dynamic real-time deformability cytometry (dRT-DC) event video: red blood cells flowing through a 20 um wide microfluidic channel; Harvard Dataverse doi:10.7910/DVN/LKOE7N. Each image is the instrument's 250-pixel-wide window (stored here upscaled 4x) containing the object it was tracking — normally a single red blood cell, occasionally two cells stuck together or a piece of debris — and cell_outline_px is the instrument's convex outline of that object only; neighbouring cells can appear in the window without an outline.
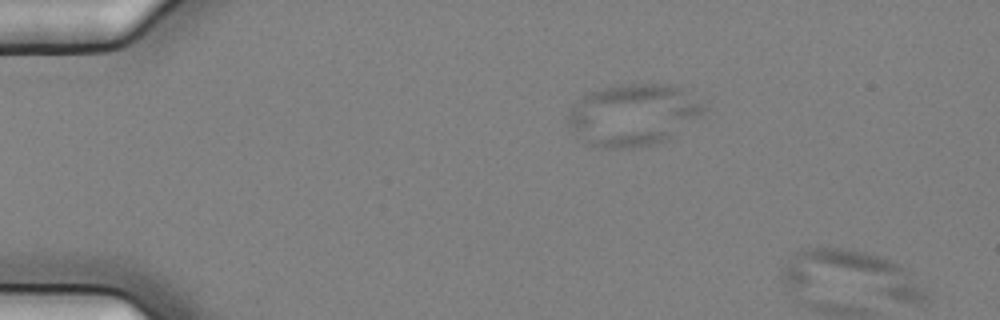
{"species": "common noctule bat (a hibernating species)", "species_latin": "Nyctalus noctula", "temperature_condition": "cold", "stored_images_in_passage": 9, "segment_of_instrument_passage": [2, 2], "camera_frame_rate_fps": 3000, "um_per_image_px": 0.085, "animal": {"sex": "female", "body_mass_g": 25.1}, "frame": {"image": 1, "passage_image": 9, "time_ms": 2.667, "image_size_px": [1000, 320], "cell_outline_px": [[928, 296], [920, 304], [912, 304], [792, 288], [784, 284], [780, 280], [780, 268], [796, 252], [804, 248], [840, 248], [864, 252], [900, 264], [928, 292]], "centroid_in_image_um": [72.36, 23.42], "position_along_channel_um": 12.6, "area_um2": 40.52}}